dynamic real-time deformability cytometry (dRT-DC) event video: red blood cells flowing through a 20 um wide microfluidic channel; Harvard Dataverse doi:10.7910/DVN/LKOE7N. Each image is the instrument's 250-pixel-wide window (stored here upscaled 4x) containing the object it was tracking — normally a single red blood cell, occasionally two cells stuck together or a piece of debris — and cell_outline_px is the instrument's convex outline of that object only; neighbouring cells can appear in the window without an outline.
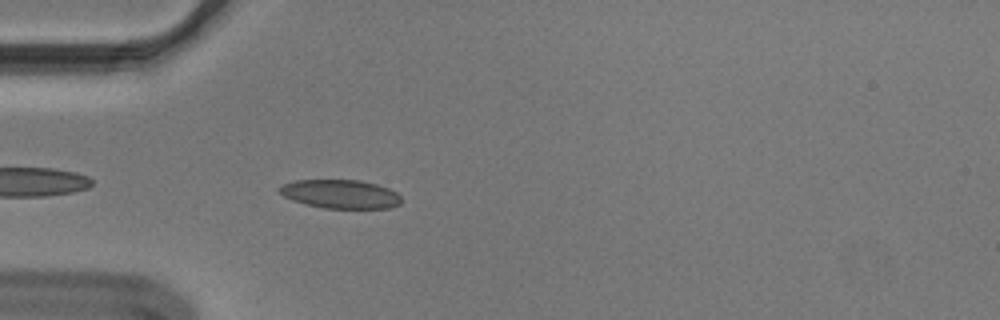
{"species": "Egyptian fruit bat (a non-hibernating species)", "species_latin": "Rousettus aegyptiacus", "temperature_condition": "cold", "stored_images_in_passage": 40, "camera_frame_rate_fps": 3000, "um_per_image_px": 0.085, "animal": {"sex": "male"}, "frame": {"image": 1, "passage_image": 3, "time_ms": 0.667, "image_size_px": [1000, 320], "cell_outline_px": [[400, 204], [388, 208], [324, 208], [304, 204], [292, 200], [284, 196], [276, 188], [284, 184], [296, 180], [360, 180], [376, 184], [388, 188], [396, 192], [400, 196]], "centroid_in_image_um": [28.92, 16.49], "position_along_channel_um": 56.1, "area_um2": 20.35}}
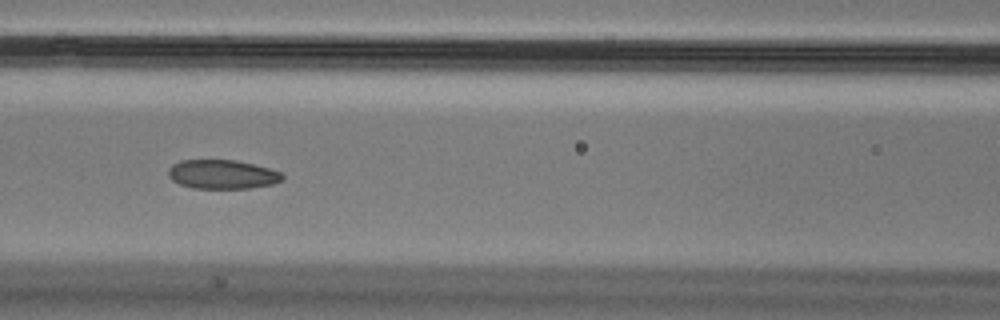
{"frame": {"image": 2, "passage_image": 11, "time_ms": 3.333, "image_size_px": [1000, 320], "cell_outline_px": [[284, 180], [272, 184], [248, 188], [192, 188], [180, 184], [172, 180], [168, 176], [168, 168], [172, 164], [180, 160], [236, 160], [284, 172]], "centroid_in_image_um": [18.9, 14.81], "position_along_channel_um": 147.7, "area_um2": 19.42}}
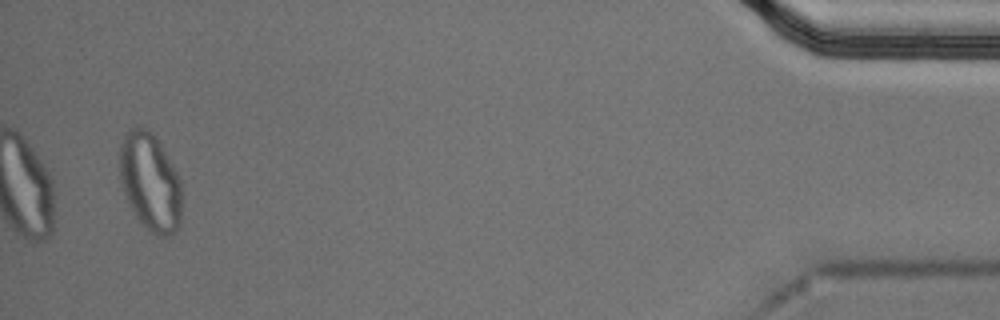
{"frame": {"image": 3, "passage_image": 40, "time_ms": 13.0, "image_size_px": [1000, 320], "cell_outline_px": [[180, 224], [176, 232], [172, 236], [156, 236], [148, 232], [136, 216], [120, 184], [120, 144], [128, 128], [148, 128], [152, 132], [160, 144], [176, 172], [180, 180]], "centroid_in_image_um": [12.75, 15.5], "position_along_channel_um": 422.4, "area_um2": 35.26}, "authors_computed_cell_mechanics": {"area_um2": 21.0103, "velocity_mm_per_s": 3.6285, "shape_relaxation_time_tau1_ms": null, "shape_relaxation_time_tau2_ms": 1.8014, "deformation_change_tau1": null, "deformation_change_tau2": 0.065}}